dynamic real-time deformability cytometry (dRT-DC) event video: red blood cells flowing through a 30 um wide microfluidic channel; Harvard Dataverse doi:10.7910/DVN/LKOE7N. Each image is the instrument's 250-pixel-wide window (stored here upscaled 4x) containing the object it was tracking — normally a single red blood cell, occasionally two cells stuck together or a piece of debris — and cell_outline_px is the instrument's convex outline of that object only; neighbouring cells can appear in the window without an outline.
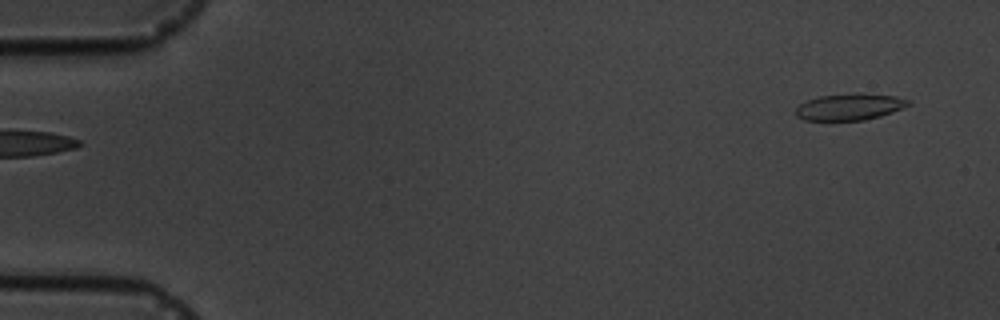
{"species": "common noctule bat (a hibernating species)", "species_latin": "Nyctalus noctula", "temperature_condition": "cold", "stored_images_in_passage": 4, "segment_of_instrument_passage": [2, 2], "camera_frame_rate_fps": 3000, "um_per_image_px": 0.085, "animal": {"sex": "male", "body_mass_g": 19.5, "forearm_length_mm": 54.6}, "frame": {"image": 1, "passage_image": 4, "time_ms": 3.333, "image_size_px": [1000, 320], "cell_outline_px": [[912, 104], [892, 112], [880, 116], [864, 120], [804, 120], [796, 116], [796, 108], [800, 104], [808, 100], [820, 96], [856, 92], [860, 92], [896, 96], [912, 100]], "centroid_in_image_um": [72.27, 9.06], "position_along_channel_um": 12.7, "area_um2": 17.63}}